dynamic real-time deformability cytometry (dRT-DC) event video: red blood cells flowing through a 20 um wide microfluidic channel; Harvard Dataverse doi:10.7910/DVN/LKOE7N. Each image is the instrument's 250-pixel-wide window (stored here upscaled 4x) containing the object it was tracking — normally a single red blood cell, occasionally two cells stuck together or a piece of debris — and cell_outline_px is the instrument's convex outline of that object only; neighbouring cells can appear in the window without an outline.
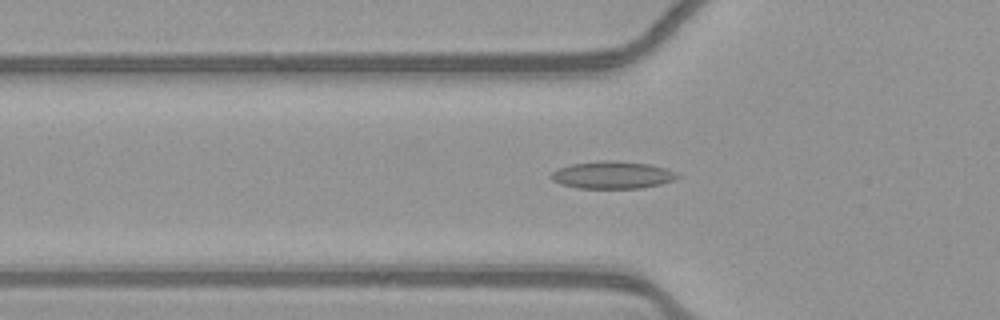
{"species": "common noctule bat (a hibernating species)", "species_latin": "Nyctalus noctula", "temperature_condition": "warm", "stored_images_in_passage": 52, "camera_frame_rate_fps": 3000, "um_per_image_px": 0.085, "animal": {"sex": "female", "body_mass_g": 21.9}, "frame": {"image": 1, "passage_image": 17, "time_ms": 5.333, "image_size_px": [1000, 320], "cell_outline_px": [[680, 176], [672, 180], [660, 184], [640, 188], [576, 188], [560, 184], [552, 180], [548, 176], [552, 172], [560, 168], [572, 164], [604, 160], [616, 160], [648, 164], [664, 168], [676, 172]], "centroid_in_image_um": [52.02, 14.87], "position_along_channel_um": 73.8, "area_um2": 20.06}}
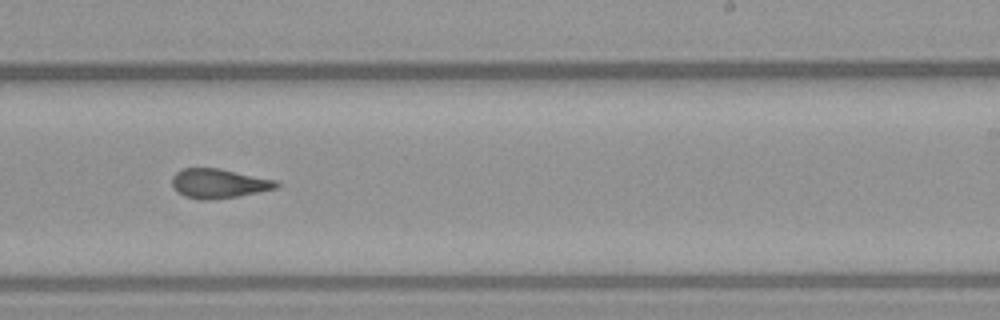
{"frame": {"image": 2, "passage_image": 32, "time_ms": 10.333, "image_size_px": [1000, 320], "cell_outline_px": [[280, 184], [276, 188], [260, 192], [236, 196], [208, 200], [200, 200], [184, 196], [176, 192], [172, 188], [172, 176], [176, 172], [184, 168], [220, 168], [280, 180]], "centroid_in_image_um": [18.61, 15.59], "position_along_channel_um": 270.4, "area_um2": 18.21}}
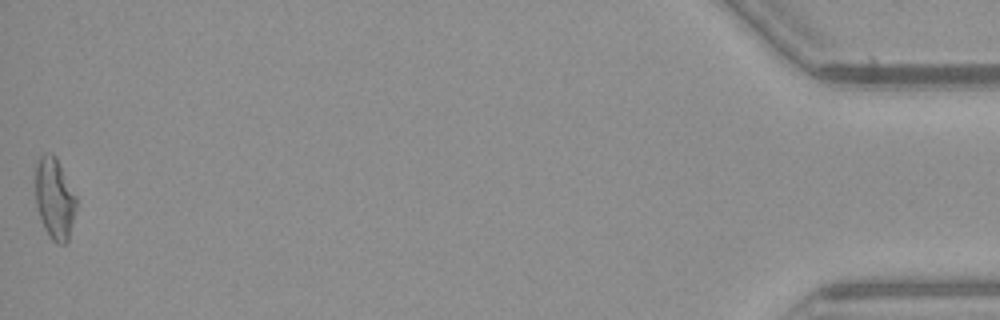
{"frame": {"image": 3, "passage_image": 52, "time_ms": 17.0, "image_size_px": [1000, 320], "cell_outline_px": [[76, 208], [68, 240], [64, 244], [56, 244], [52, 240], [44, 228], [36, 208], [36, 164], [40, 156], [44, 152], [52, 152], [56, 156], [76, 196]], "centroid_in_image_um": [4.63, 16.86], "position_along_channel_um": 430.6, "area_um2": 19.42}, "authors_computed_cell_mechanics": {"area_um2": 18.496, "velocity_mm_per_s": 3.9015, "shape_relaxation_time_tau1_ms": null, "shape_relaxation_time_tau2_ms": 2.1145, "deformation_change_tau1": null, "deformation_change_tau2": 0.1073}}